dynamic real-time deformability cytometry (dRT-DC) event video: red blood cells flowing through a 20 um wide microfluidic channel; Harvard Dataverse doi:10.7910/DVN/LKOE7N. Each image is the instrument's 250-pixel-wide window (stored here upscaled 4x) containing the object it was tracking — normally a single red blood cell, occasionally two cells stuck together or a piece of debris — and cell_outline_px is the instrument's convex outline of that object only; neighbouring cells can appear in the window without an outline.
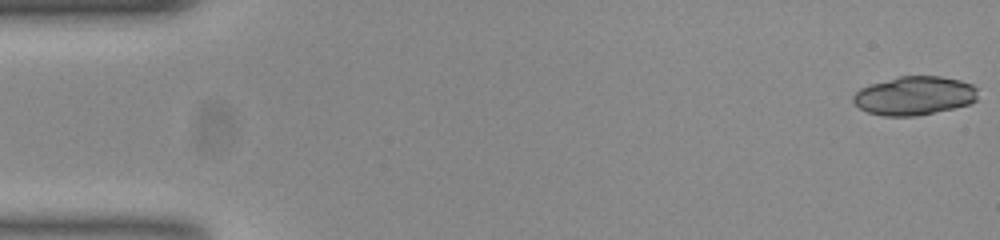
{"species": "common noctule bat (a hibernating species)", "species_latin": "Nyctalus noctula", "temperature_condition": "room temperature", "stored_images_in_passage": 40, "segment_of_instrument_passage": [1, 2], "camera_frame_rate_fps": 3000, "um_per_image_px": 0.085, "animal": {"sex": "female", "body_mass_g": 23.0, "forearm_length_mm": 53.4}, "frame": {"image": 1, "passage_image": 1, "time_ms": 0.0, "image_size_px": [1000, 240], "cell_outline_px": [[976, 100], [968, 104], [952, 108], [916, 116], [884, 116], [868, 112], [860, 108], [852, 100], [852, 96], [860, 88], [872, 84], [900, 76], [940, 76], [960, 80], [972, 84], [976, 88]], "centroid_in_image_um": [77.71, 8.13], "position_along_channel_um": 7.3, "area_um2": 27.86}}
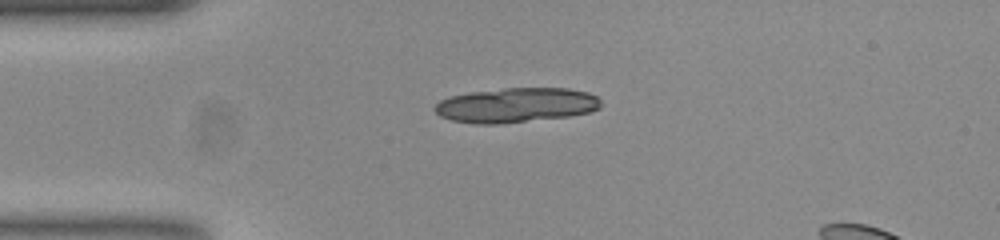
{"frame": {"image": 2, "passage_image": 13, "time_ms": 4.0, "image_size_px": [1000, 240], "cell_outline_px": [[600, 108], [592, 112], [568, 116], [500, 124], [476, 124], [452, 120], [440, 116], [432, 108], [440, 100], [448, 96], [472, 92], [504, 88], [568, 88], [588, 92], [596, 96], [600, 100]], "centroid_in_image_um": [43.86, 8.94], "position_along_channel_um": 41.1, "area_um2": 33.7}}